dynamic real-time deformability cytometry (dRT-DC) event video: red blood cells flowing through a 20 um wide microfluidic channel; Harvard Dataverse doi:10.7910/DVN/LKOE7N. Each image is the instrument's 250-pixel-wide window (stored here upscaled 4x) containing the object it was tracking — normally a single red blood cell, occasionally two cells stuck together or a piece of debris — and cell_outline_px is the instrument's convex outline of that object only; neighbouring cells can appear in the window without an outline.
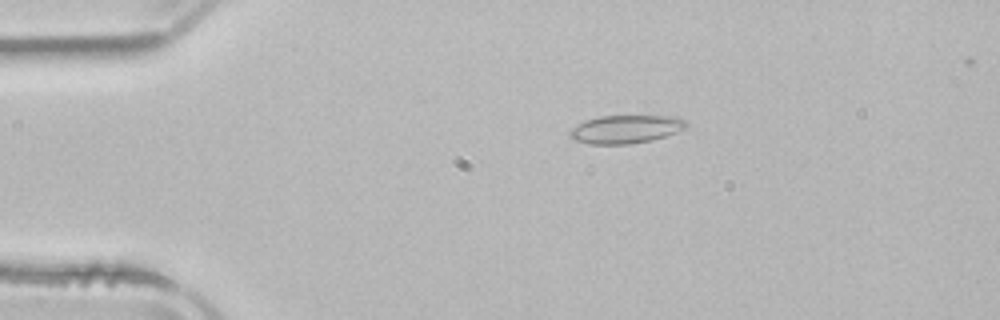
{"species": "common noctule bat (a hibernating species)", "species_latin": "Nyctalus noctula", "temperature_condition": "room temperature", "stored_images_in_passage": 4, "camera_frame_rate_fps": 3000, "um_per_image_px": 0.085, "animal": {"sex": "male", "body_mass_g": 21.5, "forearm_length_mm": 52.0}, "frame": {"image": 1, "passage_image": 3, "time_ms": 2.667, "image_size_px": [1000, 320], "cell_outline_px": [[688, 124], [684, 128], [676, 132], [652, 140], [632, 144], [588, 144], [572, 140], [568, 136], [568, 132], [572, 128], [584, 120], [600, 116], [676, 116], [684, 120]], "centroid_in_image_um": [53.13, 10.99], "position_along_channel_um": 31.9, "area_um2": 19.25}}